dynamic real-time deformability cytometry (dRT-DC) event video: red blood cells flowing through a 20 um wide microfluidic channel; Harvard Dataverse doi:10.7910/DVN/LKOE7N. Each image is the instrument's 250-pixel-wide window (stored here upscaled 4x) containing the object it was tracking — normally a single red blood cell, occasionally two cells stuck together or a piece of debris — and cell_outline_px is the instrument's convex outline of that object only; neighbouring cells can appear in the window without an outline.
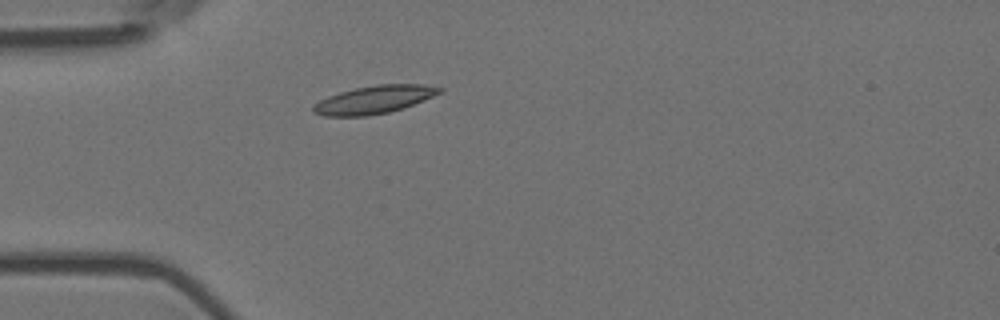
{"species": "Egyptian fruit bat (a non-hibernating species)", "species_latin": "Rousettus aegyptiacus", "temperature_condition": "room temperature", "stored_images_in_passage": 3, "camera_frame_rate_fps": 3000, "um_per_image_px": 0.085, "animal": {"sex": "female"}, "frame": {"image": 1, "passage_image": 3, "time_ms": 0.667, "image_size_px": [1000, 320], "cell_outline_px": [[444, 92], [404, 108], [388, 112], [368, 116], [324, 116], [312, 112], [312, 108], [320, 100], [328, 96], [340, 92], [356, 88], [376, 84], [424, 84], [444, 88]], "centroid_in_image_um": [31.85, 8.46], "position_along_channel_um": 53.2, "area_um2": 20.63}}